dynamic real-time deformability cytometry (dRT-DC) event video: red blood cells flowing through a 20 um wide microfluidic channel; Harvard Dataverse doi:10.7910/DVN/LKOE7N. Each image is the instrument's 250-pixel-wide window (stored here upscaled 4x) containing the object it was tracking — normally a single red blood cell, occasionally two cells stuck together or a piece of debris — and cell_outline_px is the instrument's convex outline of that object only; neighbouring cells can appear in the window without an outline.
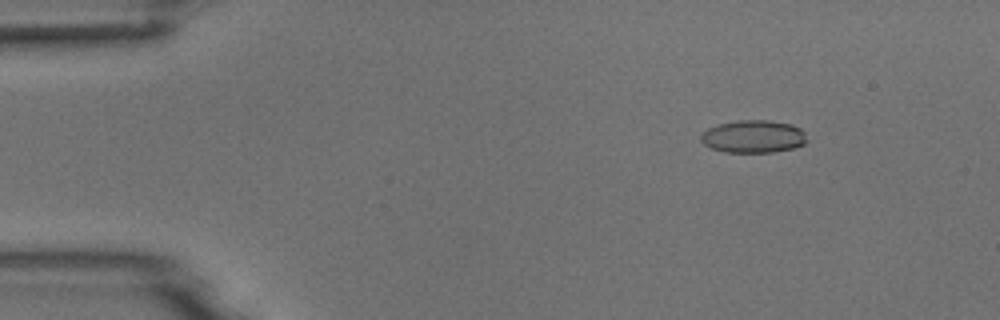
{"species": "common noctule bat (a hibernating species)", "species_latin": "Nyctalus noctula", "temperature_condition": "room temperature", "stored_images_in_passage": 7, "camera_frame_rate_fps": 3000, "um_per_image_px": 0.085, "animal": {"sex": "male", "body_mass_g": 18.8}, "frame": {"image": 1, "passage_image": 2, "time_ms": 1.333, "image_size_px": [1000, 320], "cell_outline_px": [[808, 140], [804, 144], [796, 148], [772, 152], [724, 152], [712, 148], [704, 144], [700, 140], [700, 136], [708, 128], [716, 124], [736, 120], [768, 120], [792, 124], [800, 128], [804, 132]], "centroid_in_image_um": [64.05, 11.6], "position_along_channel_um": 20.9, "area_um2": 20.4}}
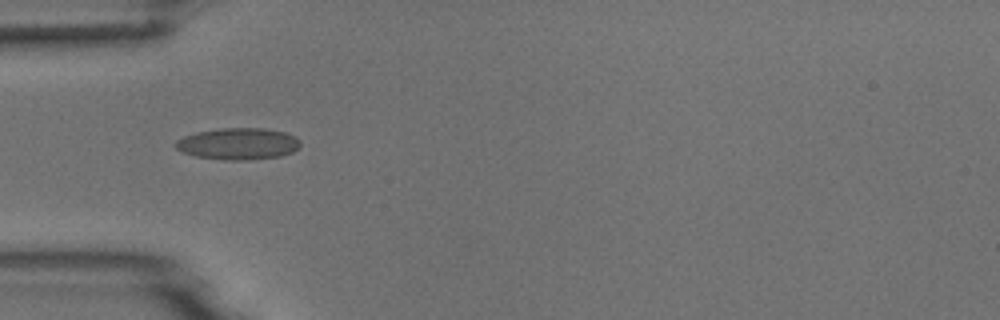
{"frame": {"image": 2, "passage_image": 5, "time_ms": 4.667, "image_size_px": [1000, 320], "cell_outline_px": [[300, 144], [292, 152], [280, 156], [248, 160], [224, 160], [196, 156], [184, 152], [176, 148], [172, 144], [176, 140], [184, 136], [196, 132], [220, 128], [264, 128], [284, 132], [300, 140]], "centroid_in_image_um": [20.2, 12.22], "position_along_channel_um": 64.8, "area_um2": 22.95}}